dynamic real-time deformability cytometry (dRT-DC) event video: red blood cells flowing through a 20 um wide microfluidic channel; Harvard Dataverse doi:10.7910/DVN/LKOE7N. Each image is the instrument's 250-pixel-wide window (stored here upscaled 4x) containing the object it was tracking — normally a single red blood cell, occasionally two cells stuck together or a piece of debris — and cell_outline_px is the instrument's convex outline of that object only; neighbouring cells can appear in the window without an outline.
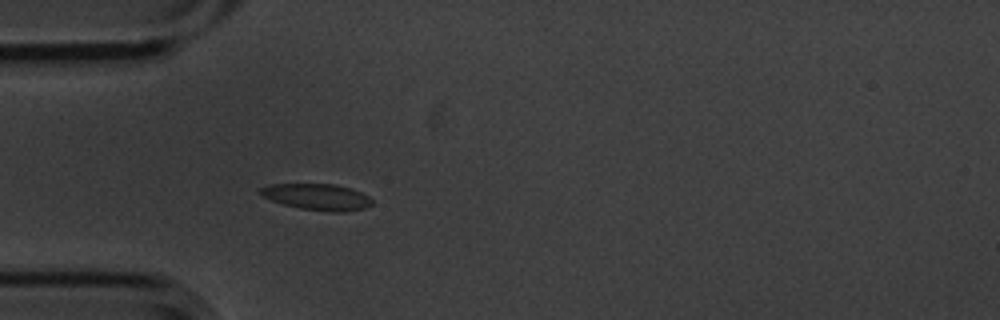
{"species": "common noctule bat (a hibernating species)", "species_latin": "Nyctalus noctula", "temperature_condition": "cold", "stored_images_in_passage": 3, "camera_frame_rate_fps": 3000, "um_per_image_px": 0.085, "animal": {"sex": "male", "body_mass_g": 20.1, "forearm_length_mm": 53.5}, "frame": {"image": 1, "passage_image": 3, "time_ms": 0.667, "image_size_px": [1000, 320], "cell_outline_px": [[372, 204], [364, 208], [344, 212], [336, 212], [300, 208], [284, 204], [272, 200], [264, 196], [260, 192], [260, 188], [268, 184], [336, 184], [352, 188], [368, 196], [372, 200]], "centroid_in_image_um": [26.98, 16.72], "position_along_channel_um": 58.0, "area_um2": 16.94}}